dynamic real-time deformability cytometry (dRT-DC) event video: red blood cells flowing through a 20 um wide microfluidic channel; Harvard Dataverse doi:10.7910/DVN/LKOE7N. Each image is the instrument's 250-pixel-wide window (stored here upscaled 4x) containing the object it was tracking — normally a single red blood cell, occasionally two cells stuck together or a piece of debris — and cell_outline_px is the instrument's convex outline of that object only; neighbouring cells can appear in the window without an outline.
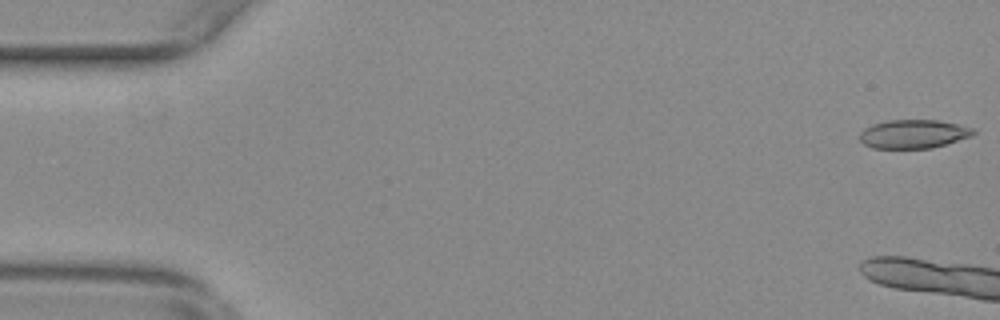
{"species": "common noctule bat (a hibernating species)", "species_latin": "Nyctalus noctula", "temperature_condition": "warm", "stored_images_in_passage": 5, "camera_frame_rate_fps": 3000, "um_per_image_px": 0.085, "animal": {"sex": "female", "body_mass_g": 29.2, "forearm_length_mm": 56.3}, "frame": {"image": 1, "passage_image": 1, "time_ms": 0.0, "image_size_px": [1000, 320], "cell_outline_px": [[976, 132], [972, 136], [932, 148], [872, 148], [864, 144], [860, 140], [860, 132], [864, 128], [872, 124], [888, 120], [936, 120], [956, 124], [972, 128]], "centroid_in_image_um": [77.62, 11.39], "position_along_channel_um": 7.4, "area_um2": 18.9}}